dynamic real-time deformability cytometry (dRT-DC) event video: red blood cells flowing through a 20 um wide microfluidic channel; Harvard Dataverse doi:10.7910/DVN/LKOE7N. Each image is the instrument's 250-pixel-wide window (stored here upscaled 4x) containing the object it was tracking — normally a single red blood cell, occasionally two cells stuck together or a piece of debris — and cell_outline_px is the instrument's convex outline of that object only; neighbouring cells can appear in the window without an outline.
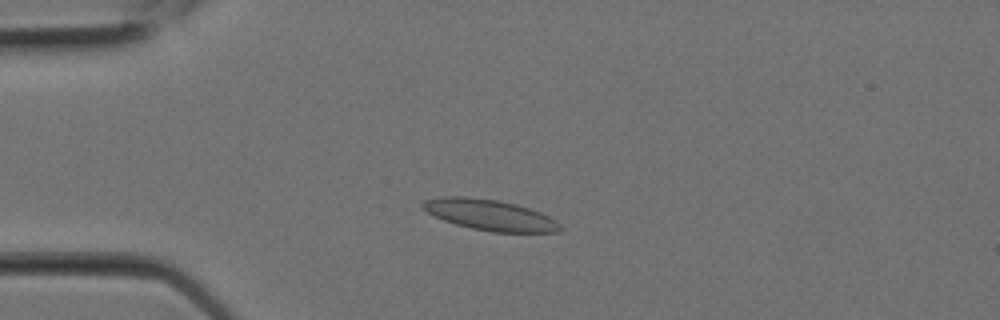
{"species": "Egyptian fruit bat (a non-hibernating species)", "species_latin": "Rousettus aegyptiacus", "temperature_condition": "room temperature", "stored_images_in_passage": 6, "camera_frame_rate_fps": 3000, "um_per_image_px": 0.085, "animal": {"sex": "female"}, "frame": {"image": 1, "passage_image": 5, "time_ms": 1.333, "image_size_px": [1000, 320], "cell_outline_px": [[564, 228], [556, 232], [492, 232], [472, 228], [456, 224], [444, 220], [420, 208], [420, 204], [424, 200], [440, 196], [464, 196], [496, 200], [516, 204], [540, 212], [556, 220]], "centroid_in_image_um": [41.62, 18.26], "position_along_channel_um": 43.4, "area_um2": 24.62}}